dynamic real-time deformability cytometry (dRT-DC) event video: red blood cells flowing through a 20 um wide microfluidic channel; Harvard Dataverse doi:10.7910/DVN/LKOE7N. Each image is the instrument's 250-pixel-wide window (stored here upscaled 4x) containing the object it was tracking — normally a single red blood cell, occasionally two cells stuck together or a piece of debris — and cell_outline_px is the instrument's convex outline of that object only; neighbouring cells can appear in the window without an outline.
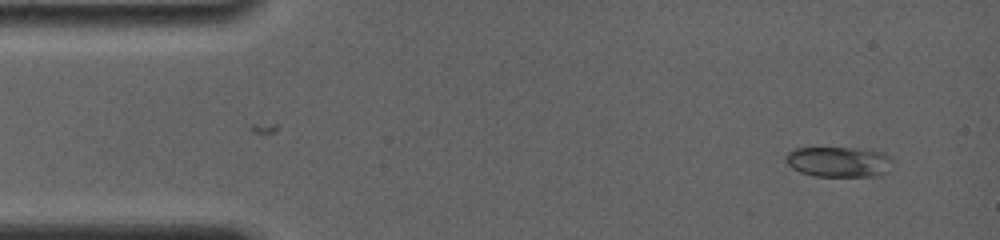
{"species": "common noctule bat (a hibernating species)", "species_latin": "Nyctalus noctula", "temperature_condition": "room temperature", "stored_images_in_passage": 6, "camera_frame_rate_fps": 4000, "um_per_image_px": 0.085, "animal": {"sex": "female", "body_mass_g": 19.0, "forearm_length_mm": 56.7}, "frame": {"image": 1, "passage_image": 1, "time_ms": 0.0, "image_size_px": [1000, 240], "cell_outline_px": [[892, 160], [888, 172], [876, 176], [816, 176], [800, 172], [792, 168], [784, 160], [784, 156], [788, 152], [796, 148], [864, 148], [884, 152], [892, 156]], "centroid_in_image_um": [71.32, 13.74], "position_along_channel_um": 13.7, "area_um2": 19.19}}
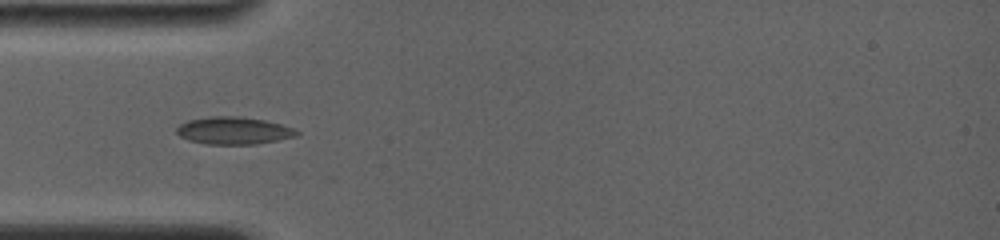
{"frame": {"image": 2, "passage_image": 5, "time_ms": 3.75, "image_size_px": [1000, 240], "cell_outline_px": [[300, 132], [296, 136], [276, 140], [252, 144], [208, 144], [188, 140], [180, 136], [176, 132], [176, 128], [180, 124], [188, 120], [208, 116], [240, 116], [264, 120], [280, 124], [292, 128]], "centroid_in_image_um": [19.82, 11.09], "position_along_channel_um": 65.2, "area_um2": 19.02}}